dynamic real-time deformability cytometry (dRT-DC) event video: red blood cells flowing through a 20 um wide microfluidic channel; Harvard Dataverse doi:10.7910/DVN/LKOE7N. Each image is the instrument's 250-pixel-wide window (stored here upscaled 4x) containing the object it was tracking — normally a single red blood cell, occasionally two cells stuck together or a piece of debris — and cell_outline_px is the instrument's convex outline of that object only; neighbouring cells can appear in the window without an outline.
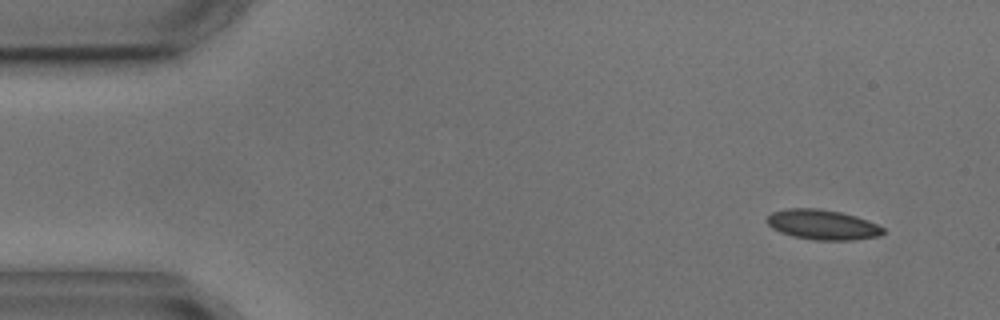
{"species": "common noctule bat (a hibernating species)", "species_latin": "Nyctalus noctula", "temperature_condition": "cold", "stored_images_in_passage": 4, "camera_frame_rate_fps": 3000, "um_per_image_px": 0.085, "animal": {"sex": "male", "body_mass_g": 17.9, "forearm_length_mm": 54.2}, "frame": {"image": 1, "passage_image": 1, "time_ms": 0.0, "image_size_px": [1000, 320], "cell_outline_px": [[884, 232], [880, 236], [856, 240], [816, 240], [792, 236], [780, 232], [772, 228], [764, 220], [772, 212], [788, 208], [820, 208], [840, 212], [856, 216], [868, 220], [884, 228]], "centroid_in_image_um": [69.91, 19.1], "position_along_channel_um": 15.1, "area_um2": 20.46}}
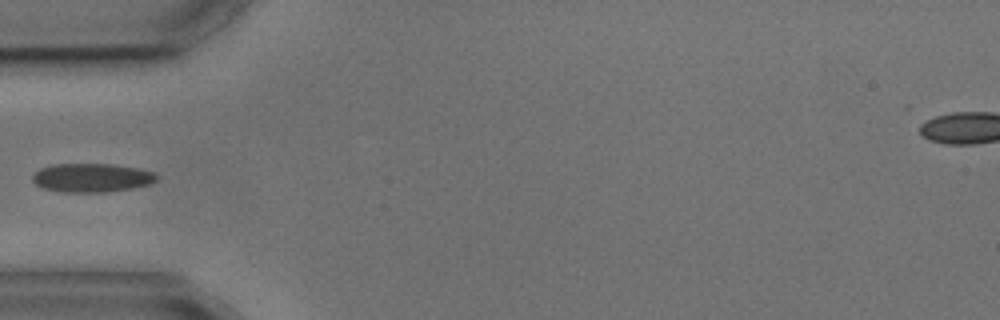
{"frame": {"image": 2, "passage_image": 4, "time_ms": 4.333, "image_size_px": [1000, 320], "cell_outline_px": [[160, 176], [156, 180], [148, 184], [132, 188], [108, 192], [64, 192], [44, 188], [36, 184], [32, 180], [32, 176], [40, 168], [52, 164], [112, 164], [140, 168], [156, 172]], "centroid_in_image_um": [7.84, 15.1], "position_along_channel_um": 77.2, "area_um2": 20.92}}